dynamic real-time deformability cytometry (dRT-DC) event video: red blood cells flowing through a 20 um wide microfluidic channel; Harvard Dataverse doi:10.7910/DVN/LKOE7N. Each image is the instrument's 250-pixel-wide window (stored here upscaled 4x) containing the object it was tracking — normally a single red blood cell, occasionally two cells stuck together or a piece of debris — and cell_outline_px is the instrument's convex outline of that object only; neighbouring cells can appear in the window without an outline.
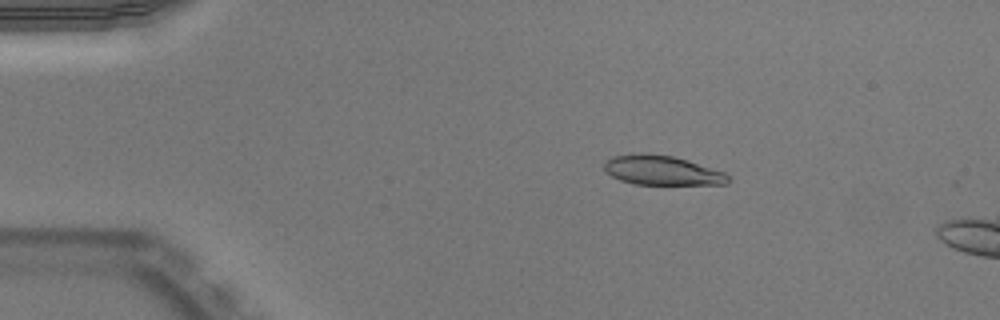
{"species": "Egyptian fruit bat (a non-hibernating species)", "species_latin": "Rousettus aegyptiacus", "temperature_condition": "warm", "stored_images_in_passage": 15, "camera_frame_rate_fps": 3000, "um_per_image_px": 0.085, "animal": {"sex": "male"}, "frame": {"image": 1, "passage_image": 9, "time_ms": 2.667, "image_size_px": [1000, 320], "cell_outline_px": [[728, 184], [636, 184], [620, 180], [604, 172], [604, 160], [612, 156], [640, 152], [644, 152], [672, 156], [724, 172], [728, 176]], "centroid_in_image_um": [56.18, 14.47], "position_along_channel_um": 28.8, "area_um2": 21.21}}